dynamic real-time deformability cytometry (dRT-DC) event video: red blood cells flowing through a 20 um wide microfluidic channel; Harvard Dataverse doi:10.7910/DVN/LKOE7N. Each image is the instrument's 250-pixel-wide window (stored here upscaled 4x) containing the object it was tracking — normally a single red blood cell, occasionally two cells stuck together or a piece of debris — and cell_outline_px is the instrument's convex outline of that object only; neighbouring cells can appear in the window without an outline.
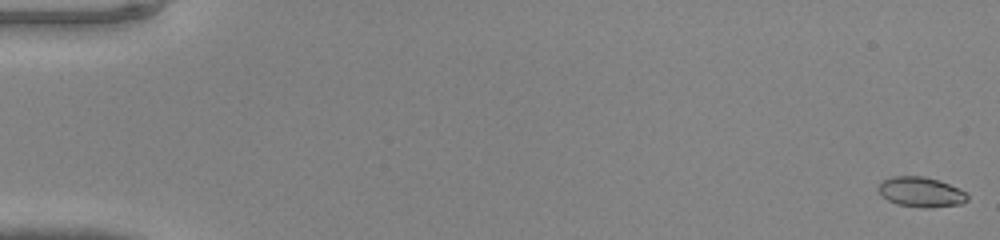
{"species": "common noctule bat (a hibernating species)", "species_latin": "Nyctalus noctula", "temperature_condition": "warm", "stored_images_in_passage": 48, "camera_frame_rate_fps": 3000, "um_per_image_px": 0.085, "animal": {"sex": "male", "body_mass_g": 20.0, "forearm_length_mm": 53.3}, "frame": {"image": 1, "passage_image": 1, "time_ms": 0.0, "image_size_px": [1000, 240], "cell_outline_px": [[968, 200], [960, 204], [932, 208], [924, 208], [896, 204], [880, 196], [876, 188], [884, 180], [892, 176], [924, 176], [940, 180], [960, 188], [968, 196]], "centroid_in_image_um": [78.27, 16.32], "position_along_channel_um": 6.7, "area_um2": 15.84}}
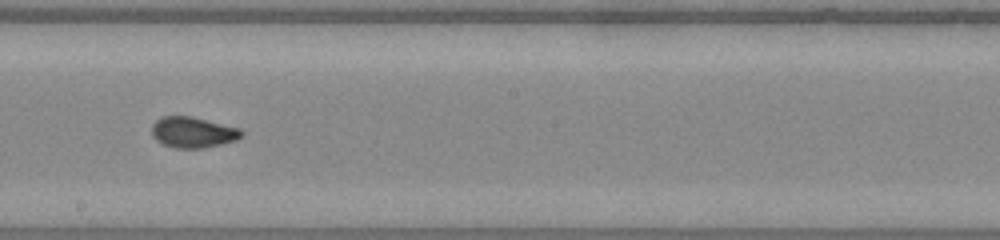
{"frame": {"image": 2, "passage_image": 28, "time_ms": 9.0, "image_size_px": [1000, 240], "cell_outline_px": [[244, 136], [236, 140], [204, 148], [172, 148], [156, 140], [152, 136], [152, 124], [160, 116], [192, 116], [240, 128], [244, 132]], "centroid_in_image_um": [16.4, 11.24], "position_along_channel_um": 231.8, "area_um2": 16.3}}
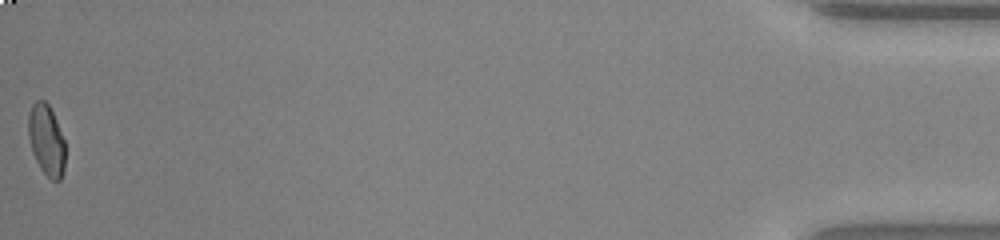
{"frame": {"image": 3, "passage_image": 48, "time_ms": 15.667, "image_size_px": [1000, 240], "cell_outline_px": [[64, 168], [60, 180], [52, 180], [40, 168], [32, 152], [28, 136], [28, 116], [32, 104], [36, 100], [44, 100], [48, 104], [56, 120], [64, 140]], "centroid_in_image_um": [3.93, 11.89], "position_along_channel_um": 431.3, "area_um2": 15.09}}